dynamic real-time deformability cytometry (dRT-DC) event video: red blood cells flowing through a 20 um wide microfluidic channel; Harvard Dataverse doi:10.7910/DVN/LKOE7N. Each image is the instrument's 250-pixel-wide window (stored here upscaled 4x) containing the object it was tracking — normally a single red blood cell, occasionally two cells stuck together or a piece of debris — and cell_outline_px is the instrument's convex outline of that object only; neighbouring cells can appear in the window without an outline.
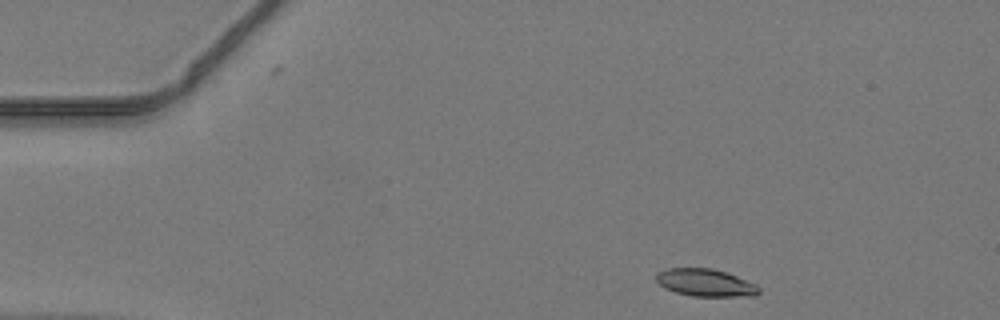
{"species": "common noctule bat (a hibernating species)", "species_latin": "Nyctalus noctula", "temperature_condition": "warm", "stored_images_in_passage": 41, "camera_frame_rate_fps": 3000, "um_per_image_px": 0.085, "animal": {"sex": "male", "body_mass_g": 19.2, "forearm_length_mm": 51.8}, "frame": {"image": 1, "passage_image": 1, "time_ms": 0.0, "image_size_px": [1000, 320], "cell_outline_px": [[760, 292], [756, 296], [692, 296], [676, 292], [664, 288], [656, 280], [656, 272], [668, 268], [712, 268], [736, 276], [756, 284], [760, 288]], "centroid_in_image_um": [59.96, 24.03], "position_along_channel_um": 25.0, "area_um2": 16.42}}
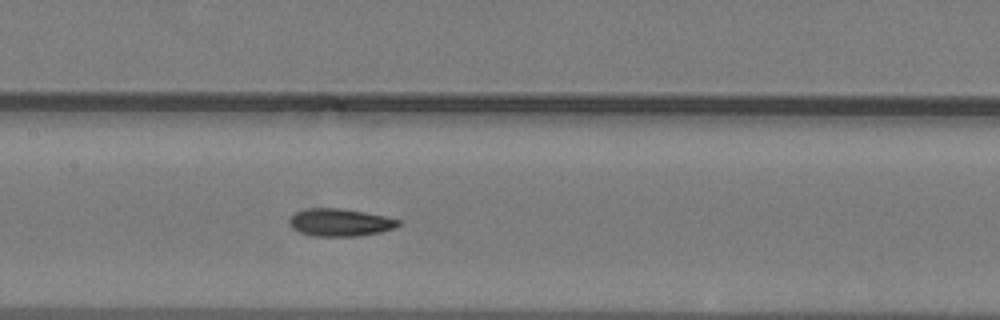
{"frame": {"image": 2, "passage_image": 17, "time_ms": 5.333, "image_size_px": [1000, 320], "cell_outline_px": [[400, 224], [396, 228], [380, 232], [360, 236], [312, 236], [300, 232], [288, 220], [296, 212], [308, 208], [340, 208], [364, 212], [384, 216], [400, 220]], "centroid_in_image_um": [28.95, 18.91], "position_along_channel_um": 178.5, "area_um2": 17.34}}
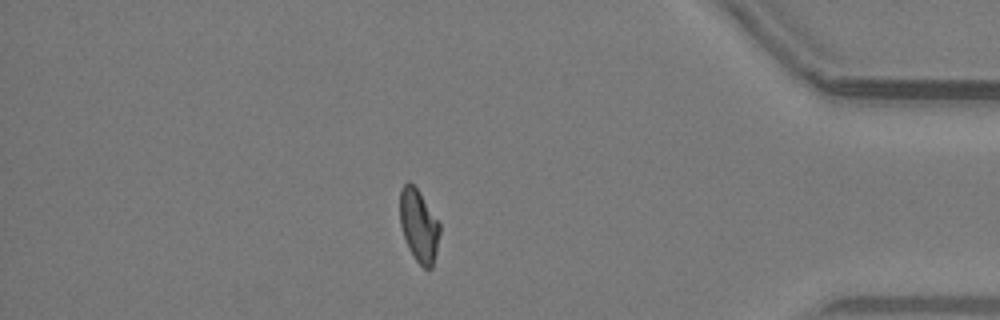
{"frame": {"image": 3, "passage_image": 35, "time_ms": 11.333, "image_size_px": [1000, 320], "cell_outline_px": [[440, 232], [436, 252], [432, 268], [428, 272], [416, 260], [404, 236], [400, 224], [400, 188], [408, 180], [416, 188], [440, 224]], "centroid_in_image_um": [35.6, 19.19], "position_along_channel_um": 399.6, "area_um2": 16.53}}